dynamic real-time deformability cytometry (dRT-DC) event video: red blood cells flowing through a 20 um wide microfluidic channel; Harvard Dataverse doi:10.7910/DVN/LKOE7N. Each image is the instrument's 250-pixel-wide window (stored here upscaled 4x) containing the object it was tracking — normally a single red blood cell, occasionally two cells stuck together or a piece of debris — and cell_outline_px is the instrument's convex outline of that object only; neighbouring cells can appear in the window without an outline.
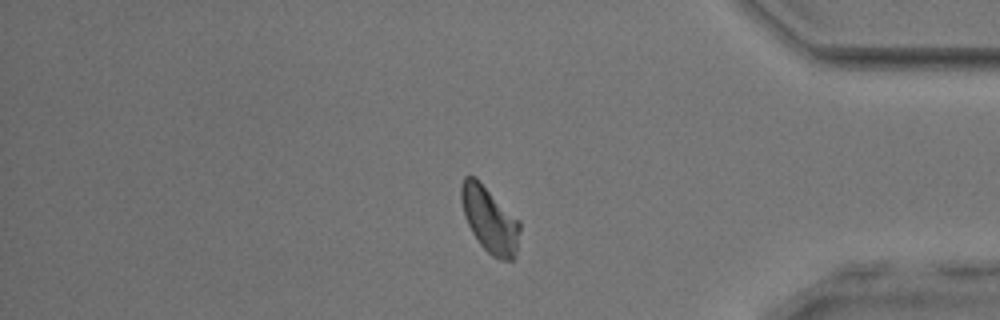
{"species": "common noctule bat (a hibernating species)", "species_latin": "Nyctalus noctula", "temperature_condition": "room temperature", "stored_images_in_passage": 52, "segment_of_instrument_passage": [2, 2], "camera_frame_rate_fps": 3000, "um_per_image_px": 0.085, "animal": {"sex": "male", "body_mass_g": 17.9, "forearm_length_mm": 54.2}, "frame": {"image": 1, "passage_image": 52, "time_ms": 17.0, "image_size_px": [1000, 320], "cell_outline_px": [[520, 228], [516, 252], [512, 260], [500, 260], [492, 256], [480, 244], [472, 232], [464, 216], [460, 200], [460, 184], [464, 176], [476, 176], [520, 220]], "centroid_in_image_um": [41.6, 18.62], "position_along_channel_um": 393.6, "area_um2": 22.77}}